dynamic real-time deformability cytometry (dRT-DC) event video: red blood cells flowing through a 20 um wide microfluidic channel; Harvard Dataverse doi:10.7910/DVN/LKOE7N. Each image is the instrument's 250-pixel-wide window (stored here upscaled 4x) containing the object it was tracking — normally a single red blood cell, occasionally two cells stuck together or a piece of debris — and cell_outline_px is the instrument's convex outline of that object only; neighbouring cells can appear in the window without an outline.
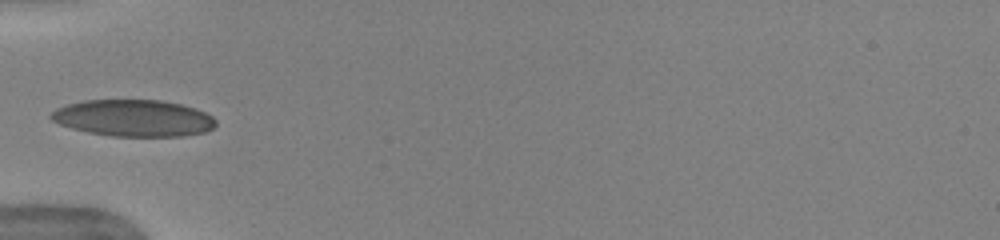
{"species": "human", "species_latin": "Homo sapiens", "temperature_condition": "warm", "stored_images_in_passage": 9, "camera_frame_rate_fps": 3000, "um_per_image_px": 0.085, "donor": {"sex": "female"}, "frame": {"image": 1, "passage_image": 1, "time_ms": 0.0, "image_size_px": [1000, 240], "cell_outline_px": [[216, 124], [212, 128], [204, 132], [180, 136], [112, 136], [88, 132], [72, 128], [60, 124], [52, 120], [48, 116], [56, 108], [68, 104], [84, 100], [160, 100], [180, 104], [196, 108], [212, 116], [216, 120]], "centroid_in_image_um": [11.34, 10.03], "position_along_channel_um": 73.7, "area_um2": 35.14}}